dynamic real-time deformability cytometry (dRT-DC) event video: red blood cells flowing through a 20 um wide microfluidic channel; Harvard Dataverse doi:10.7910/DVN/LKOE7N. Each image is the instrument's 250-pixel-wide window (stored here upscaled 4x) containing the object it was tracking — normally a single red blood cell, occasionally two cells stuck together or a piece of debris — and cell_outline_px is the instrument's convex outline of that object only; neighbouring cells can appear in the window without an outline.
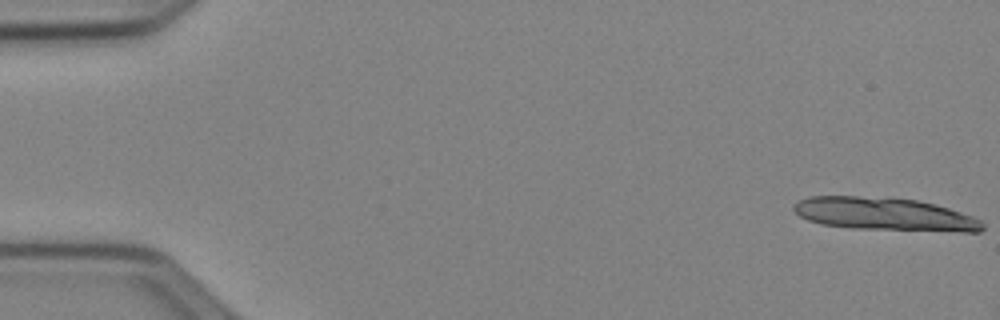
{"species": "Egyptian fruit bat (a non-hibernating species)", "species_latin": "Rousettus aegyptiacus", "temperature_condition": "cold", "stored_images_in_passage": 6, "camera_frame_rate_fps": 3000, "um_per_image_px": 0.085, "animal": {"sex": "female"}, "frame": {"image": 1, "passage_image": 1, "time_ms": 0.0, "image_size_px": [1000, 320], "cell_outline_px": [[984, 228], [980, 232], [960, 232], [852, 228], [820, 224], [808, 220], [800, 216], [792, 208], [792, 204], [808, 196], [856, 196], [916, 200], [936, 204], [972, 216], [980, 220], [984, 224]], "centroid_in_image_um": [75.19, 18.21], "position_along_channel_um": 9.8, "area_um2": 36.24}}